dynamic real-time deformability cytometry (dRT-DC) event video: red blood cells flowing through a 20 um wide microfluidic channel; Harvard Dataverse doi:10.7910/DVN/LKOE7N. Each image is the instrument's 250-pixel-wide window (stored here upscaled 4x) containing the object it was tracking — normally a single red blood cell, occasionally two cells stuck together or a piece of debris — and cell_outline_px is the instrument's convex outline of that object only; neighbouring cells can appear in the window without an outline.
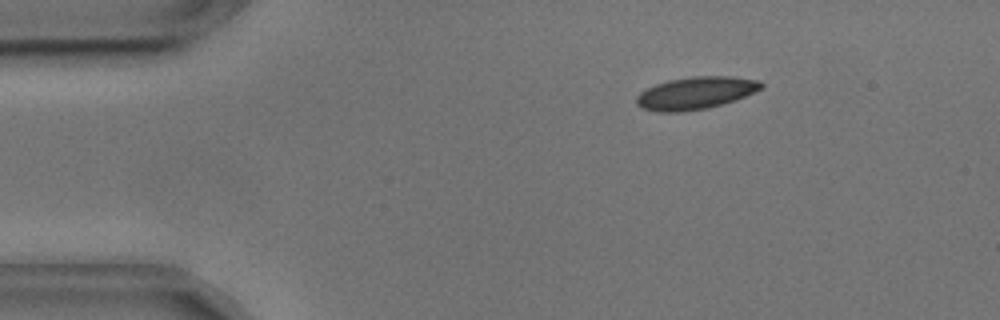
{"species": "common noctule bat (a hibernating species)", "species_latin": "Nyctalus noctula", "temperature_condition": "cold", "stored_images_in_passage": 54, "camera_frame_rate_fps": 3000, "um_per_image_px": 0.085, "animal": {"sex": "male", "body_mass_g": 17.9, "forearm_length_mm": 54.2}, "frame": {"image": 1, "passage_image": 8, "time_ms": 2.333, "image_size_px": [1000, 320], "cell_outline_px": [[764, 88], [736, 100], [708, 108], [680, 112], [656, 112], [644, 108], [636, 104], [636, 96], [640, 92], [656, 84], [668, 80], [692, 76], [732, 76], [760, 80], [764, 84]], "centroid_in_image_um": [59.16, 7.9], "position_along_channel_um": 25.8, "area_um2": 23.76}}
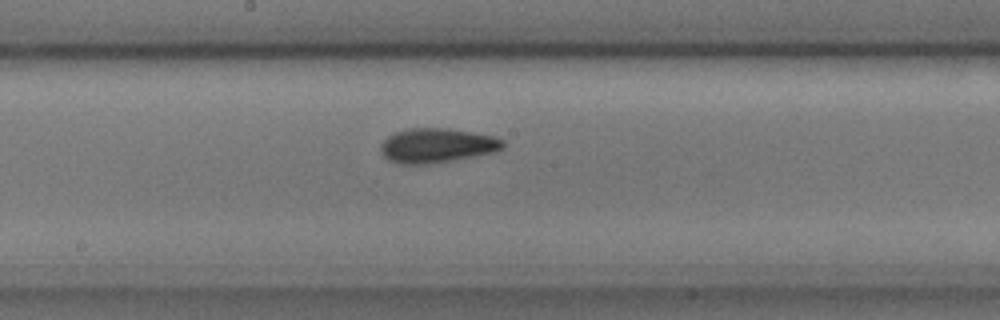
{"frame": {"image": 2, "passage_image": 28, "time_ms": 9.0, "image_size_px": [1000, 320], "cell_outline_px": [[504, 148], [496, 152], [452, 160], [428, 164], [400, 164], [388, 160], [380, 152], [380, 144], [388, 136], [396, 132], [412, 128], [448, 128], [472, 132], [492, 136], [504, 140]], "centroid_in_image_um": [37.13, 12.37], "position_along_channel_um": 211.1, "area_um2": 24.57}}
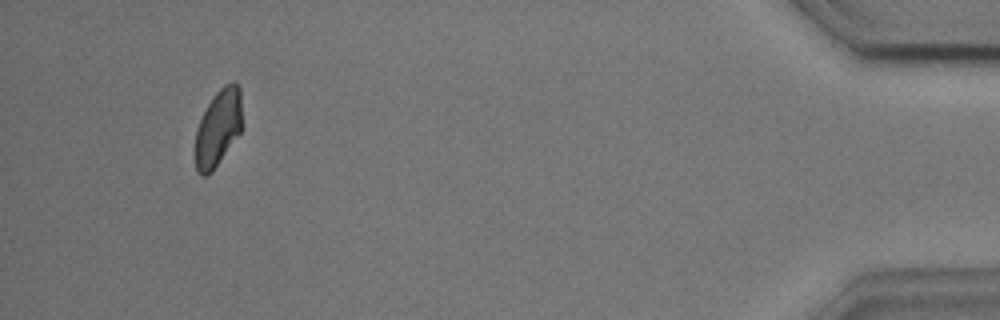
{"frame": {"image": 3, "passage_image": 51, "time_ms": 16.667, "image_size_px": [1000, 320], "cell_outline_px": [[240, 132], [212, 172], [208, 176], [200, 176], [196, 172], [196, 128], [208, 104], [216, 92], [224, 84], [232, 80], [240, 88]], "centroid_in_image_um": [18.52, 10.88], "position_along_channel_um": 416.7, "area_um2": 20.58}, "authors_computed_cell_mechanics": {"area_um2": 23.0622, "velocity_mm_per_s": 3.6205, "shape_relaxation_time_tau1_ms": 3.0033, "shape_relaxation_time_tau2_ms": 2.0238, "deformation_change_tau1": 0.0901, "deformation_change_tau2": 0.0632}}